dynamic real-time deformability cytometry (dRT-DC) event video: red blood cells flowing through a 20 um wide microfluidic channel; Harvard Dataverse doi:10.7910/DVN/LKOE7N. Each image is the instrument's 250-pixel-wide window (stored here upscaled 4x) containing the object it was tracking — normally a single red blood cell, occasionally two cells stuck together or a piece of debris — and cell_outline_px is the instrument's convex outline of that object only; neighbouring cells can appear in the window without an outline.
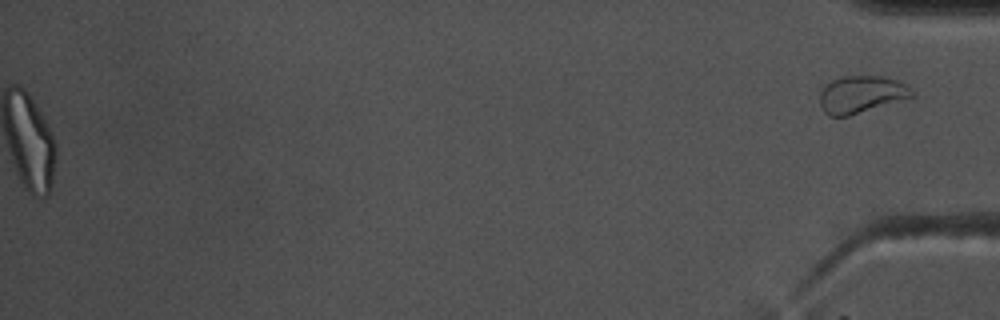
{"species": "common noctule bat (a hibernating species)", "species_latin": "Nyctalus noctula", "temperature_condition": "warm", "stored_images_in_passage": 50, "segment_of_instrument_passage": [2, 2], "camera_frame_rate_fps": 3000, "um_per_image_px": 0.085, "animal": {"sex": "male", "body_mass_g": 17.5, "forearm_length_mm": 52.3}, "frame": {"image": 1, "passage_image": 50, "time_ms": 16.333, "image_size_px": [1000, 320], "cell_outline_px": [[916, 96], [848, 116], [828, 116], [824, 112], [820, 104], [820, 92], [832, 80], [844, 76], [880, 76], [896, 80], [904, 84], [916, 92]], "centroid_in_image_um": [73.23, 8.03], "position_along_channel_um": 362.0, "area_um2": 19.88}}